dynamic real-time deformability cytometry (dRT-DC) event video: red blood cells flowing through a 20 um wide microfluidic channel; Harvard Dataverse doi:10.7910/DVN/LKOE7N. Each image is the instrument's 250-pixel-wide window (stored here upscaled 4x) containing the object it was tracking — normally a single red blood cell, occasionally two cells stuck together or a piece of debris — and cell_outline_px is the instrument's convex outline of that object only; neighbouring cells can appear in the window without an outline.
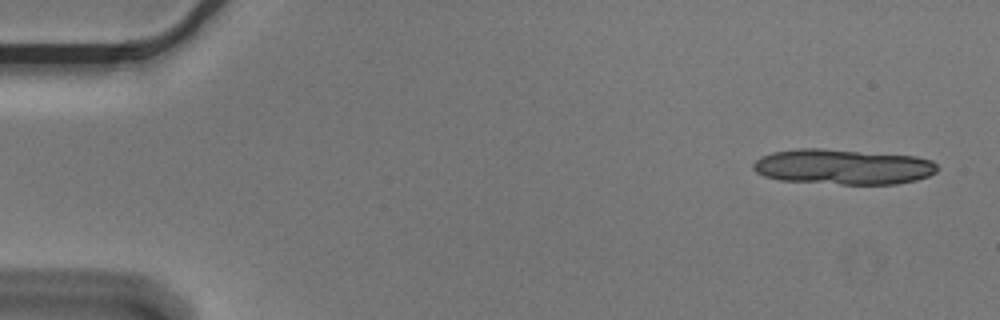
{"species": "Egyptian fruit bat (a non-hibernating species)", "species_latin": "Rousettus aegyptiacus", "temperature_condition": "cold", "stored_images_in_passage": 7, "camera_frame_rate_fps": 3000, "um_per_image_px": 0.085, "animal": {"sex": "male"}, "frame": {"image": 1, "passage_image": 1, "time_ms": 0.0, "image_size_px": [1000, 320], "cell_outline_px": [[940, 168], [936, 172], [928, 176], [916, 180], [896, 184], [840, 184], [780, 180], [764, 176], [756, 172], [752, 168], [752, 164], [760, 156], [772, 152], [796, 148], [824, 148], [916, 156], [932, 160]], "centroid_in_image_um": [71.65, 14.17], "position_along_channel_um": 13.4, "area_um2": 38.26}}
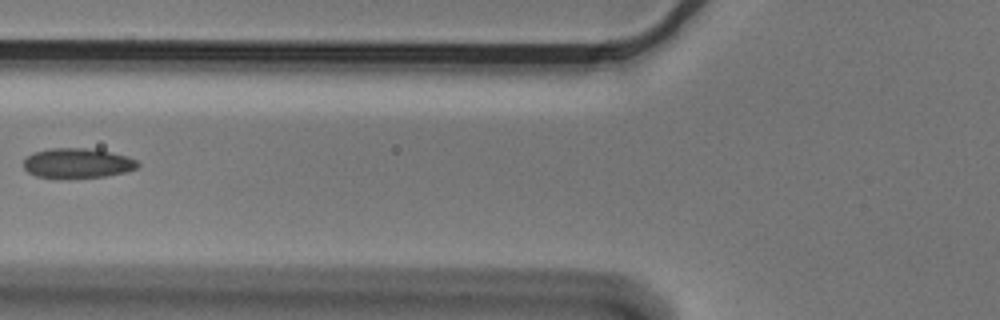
{"frame": {"image": 2, "passage_image": 6, "time_ms": 1.667, "image_size_px": [1000, 320], "cell_outline_px": [[140, 164], [136, 168], [124, 172], [104, 176], [68, 180], [56, 180], [36, 176], [28, 172], [24, 168], [24, 160], [28, 156], [36, 152], [52, 148], [84, 148], [108, 152], [128, 156], [136, 160]], "centroid_in_image_um": [6.55, 13.91], "position_along_channel_um": 119.3, "area_um2": 20.17}}
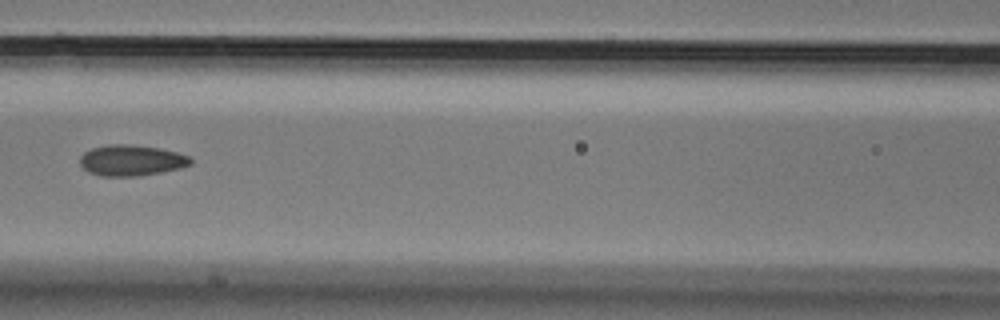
{"frame": {"image": 3, "passage_image": 7, "time_ms": 2.0, "image_size_px": [1000, 320], "cell_outline_px": [[192, 164], [180, 168], [140, 176], [100, 176], [88, 172], [80, 164], [80, 156], [84, 152], [92, 148], [108, 144], [128, 144], [160, 148], [176, 152], [188, 156], [192, 160]], "centroid_in_image_um": [11.15, 13.63], "position_along_channel_um": 155.5, "area_um2": 19.94}}